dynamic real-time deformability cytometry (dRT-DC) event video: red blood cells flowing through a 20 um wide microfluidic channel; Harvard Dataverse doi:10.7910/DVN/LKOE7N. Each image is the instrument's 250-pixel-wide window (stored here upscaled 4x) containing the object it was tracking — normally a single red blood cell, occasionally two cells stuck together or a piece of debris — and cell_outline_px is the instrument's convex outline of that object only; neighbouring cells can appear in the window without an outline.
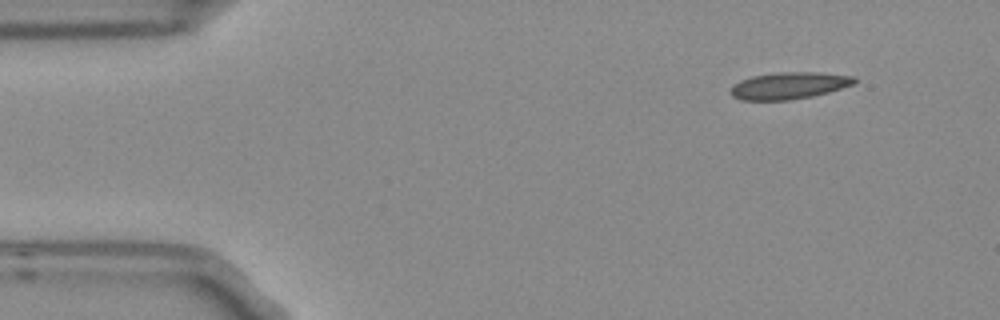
{"species": "Egyptian fruit bat (a non-hibernating species)", "species_latin": "Rousettus aegyptiacus", "temperature_condition": "room temperature", "stored_images_in_passage": 4, "camera_frame_rate_fps": 3000, "um_per_image_px": 0.085, "frame": {"image": 1, "passage_image": 1, "time_ms": 0.0, "image_size_px": [1000, 320], "cell_outline_px": [[856, 80], [852, 84], [828, 92], [812, 96], [788, 100], [740, 100], [732, 96], [728, 92], [732, 84], [740, 80], [752, 76], [776, 72], [820, 72], [856, 76]], "centroid_in_image_um": [67.01, 7.27], "position_along_channel_um": 18.0, "area_um2": 19.54}}